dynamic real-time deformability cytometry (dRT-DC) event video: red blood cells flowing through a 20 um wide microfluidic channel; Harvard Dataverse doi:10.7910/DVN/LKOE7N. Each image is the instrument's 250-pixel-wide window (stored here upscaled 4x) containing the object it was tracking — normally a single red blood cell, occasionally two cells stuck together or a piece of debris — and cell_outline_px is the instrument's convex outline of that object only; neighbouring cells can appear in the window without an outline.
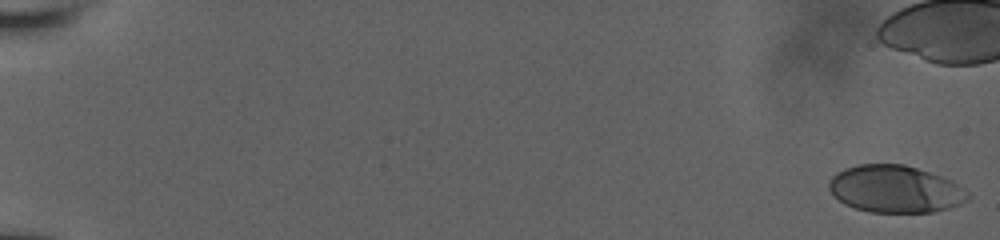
{"species": "human", "species_latin": "Homo sapiens", "temperature_condition": "room temperature", "stored_images_in_passage": 37, "camera_frame_rate_fps": 3000, "um_per_image_px": 0.085, "donor": {"sex": "male"}, "frame": {"image": 1, "passage_image": 1, "time_ms": 0.0, "image_size_px": [1000, 240], "cell_outline_px": [[972, 196], [968, 200], [960, 204], [948, 208], [932, 212], [868, 212], [844, 204], [832, 196], [828, 188], [828, 180], [836, 172], [844, 168], [856, 164], [904, 164], [952, 180], [964, 188]], "centroid_in_image_um": [76.06, 16.07], "position_along_channel_um": 8.9, "area_um2": 38.55}}
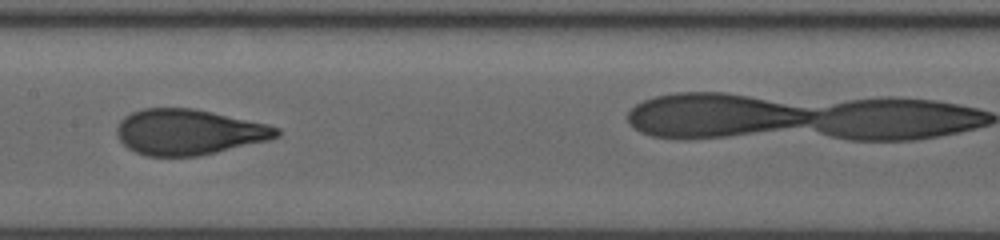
{"frame": {"image": 2, "passage_image": 24, "time_ms": 10.333, "image_size_px": [1000, 240], "cell_outline_px": [[280, 136], [268, 140], [200, 156], [148, 156], [136, 152], [128, 148], [120, 140], [116, 132], [116, 128], [120, 120], [124, 116], [132, 112], [144, 108], [192, 108], [212, 112], [268, 124], [280, 128]], "centroid_in_image_um": [16.04, 11.22], "position_along_channel_um": 191.4, "area_um2": 42.43}}
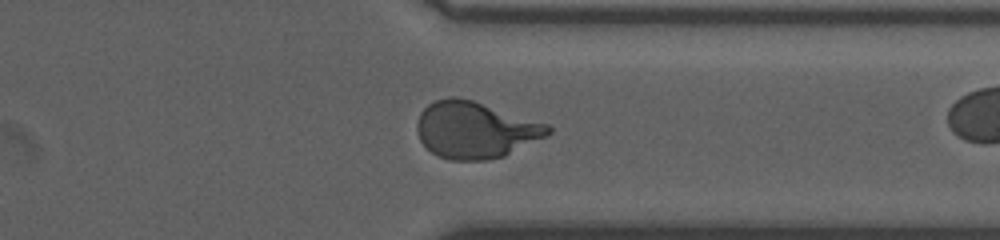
{"frame": {"image": 3, "passage_image": 35, "time_ms": 15.0, "image_size_px": [1000, 240], "cell_outline_px": [[552, 132], [548, 136], [504, 156], [488, 160], [452, 160], [440, 156], [432, 152], [420, 140], [416, 128], [416, 124], [420, 112], [428, 104], [436, 100], [448, 96], [456, 96], [472, 100], [548, 124], [552, 128]], "centroid_in_image_um": [40.41, 11.04], "position_along_channel_um": 371.0, "area_um2": 43.23}}